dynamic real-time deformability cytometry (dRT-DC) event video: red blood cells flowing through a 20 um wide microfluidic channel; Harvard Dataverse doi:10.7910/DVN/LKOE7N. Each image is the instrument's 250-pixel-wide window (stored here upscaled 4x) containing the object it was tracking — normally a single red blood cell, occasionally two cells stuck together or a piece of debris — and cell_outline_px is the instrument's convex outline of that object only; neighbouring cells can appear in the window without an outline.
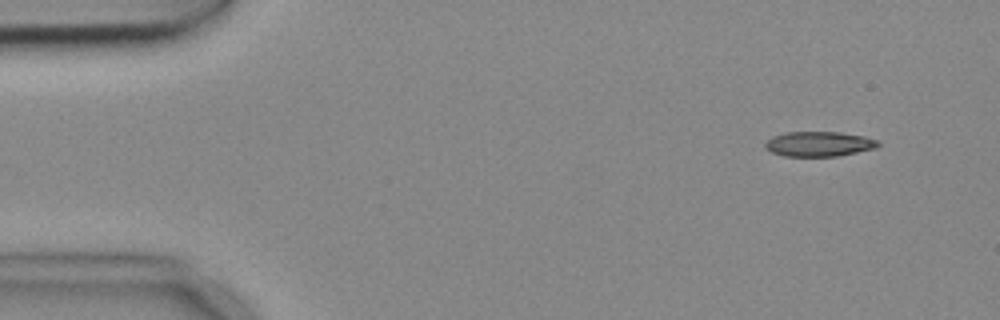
{"species": "common noctule bat (a hibernating species)", "species_latin": "Nyctalus noctula", "temperature_condition": "cold", "stored_images_in_passage": 3, "camera_frame_rate_fps": 3000, "um_per_image_px": 0.085, "animal": {"sex": "female", "body_mass_g": 18.4}, "frame": {"image": 1, "passage_image": 1, "time_ms": 0.0, "image_size_px": [1000, 320], "cell_outline_px": [[880, 144], [876, 148], [836, 156], [784, 156], [772, 152], [764, 148], [764, 144], [772, 136], [784, 132], [840, 132], [864, 136], [880, 140]], "centroid_in_image_um": [69.61, 12.23], "position_along_channel_um": 15.4, "area_um2": 16.47}}